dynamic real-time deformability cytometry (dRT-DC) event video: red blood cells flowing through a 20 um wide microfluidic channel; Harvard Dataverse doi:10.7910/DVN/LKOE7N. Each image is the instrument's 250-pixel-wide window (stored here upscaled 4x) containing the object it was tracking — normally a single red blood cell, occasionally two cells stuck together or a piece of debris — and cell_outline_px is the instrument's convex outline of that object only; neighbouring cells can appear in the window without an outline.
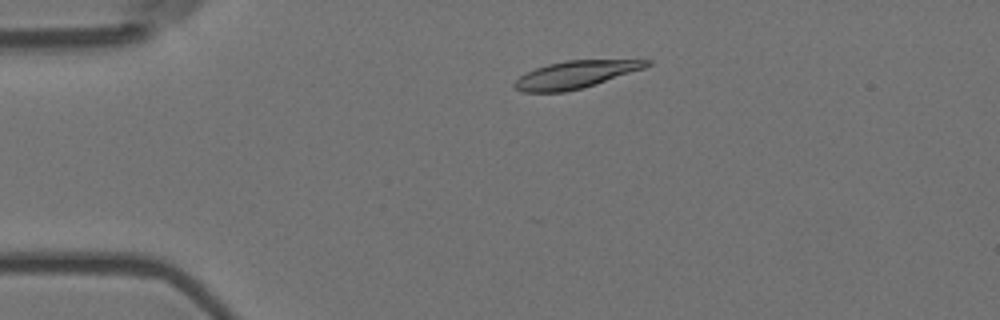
{"species": "Egyptian fruit bat (a non-hibernating species)", "species_latin": "Rousettus aegyptiacus", "temperature_condition": "room temperature", "stored_images_in_passage": 3, "camera_frame_rate_fps": 3000, "um_per_image_px": 0.085, "animal": {"sex": "female"}, "frame": {"image": 1, "passage_image": 2, "time_ms": 0.333, "image_size_px": [1000, 320], "cell_outline_px": [[652, 64], [644, 68], [580, 88], [564, 92], [520, 92], [512, 84], [520, 76], [536, 68], [548, 64], [564, 60], [652, 60]], "centroid_in_image_um": [48.87, 6.33], "position_along_channel_um": 36.1, "area_um2": 20.63}}